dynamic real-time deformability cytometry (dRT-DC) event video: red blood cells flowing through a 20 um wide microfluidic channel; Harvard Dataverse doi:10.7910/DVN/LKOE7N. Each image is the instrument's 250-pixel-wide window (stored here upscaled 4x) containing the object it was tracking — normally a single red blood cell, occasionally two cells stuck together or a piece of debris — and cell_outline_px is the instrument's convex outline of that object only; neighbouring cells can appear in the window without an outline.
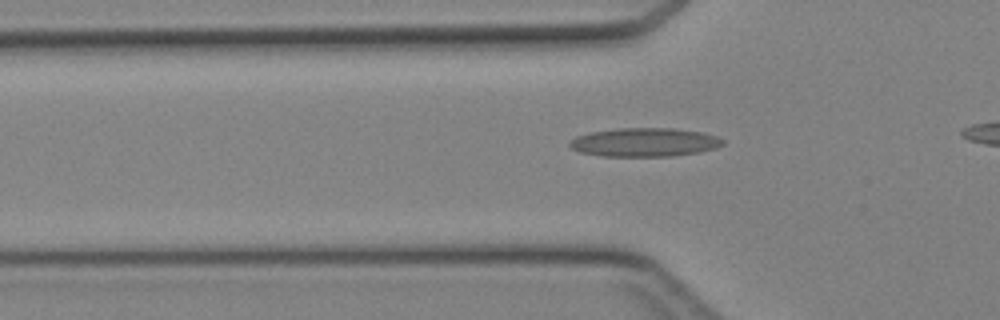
{"species": "Egyptian fruit bat (a non-hibernating species)", "species_latin": "Rousettus aegyptiacus", "temperature_condition": "cold", "stored_images_in_passage": 24, "camera_frame_rate_fps": 3000, "um_per_image_px": 0.085, "animal": {"sex": "female"}, "frame": {"image": 1, "passage_image": 2, "time_ms": 0.333, "image_size_px": [1000, 320], "cell_outline_px": [[724, 144], [716, 148], [700, 152], [672, 156], [600, 156], [580, 152], [572, 148], [568, 144], [576, 136], [592, 132], [620, 128], [672, 128], [700, 132], [716, 136], [724, 140]], "centroid_in_image_um": [54.8, 12.1], "position_along_channel_um": 71.0, "area_um2": 25.49}}
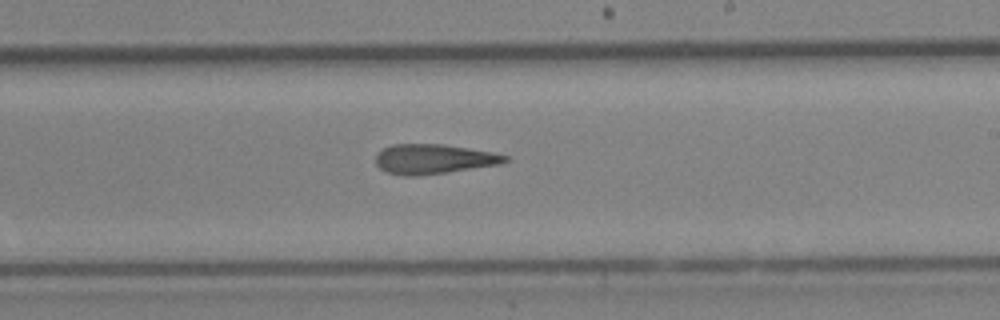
{"frame": {"image": 2, "passage_image": 14, "time_ms": 4.333, "image_size_px": [1000, 320], "cell_outline_px": [[508, 160], [500, 164], [448, 172], [416, 176], [404, 176], [388, 172], [380, 168], [376, 164], [376, 156], [384, 148], [392, 144], [444, 144], [492, 152], [508, 156]], "centroid_in_image_um": [36.86, 13.52], "position_along_channel_um": 252.1, "area_um2": 22.25}}
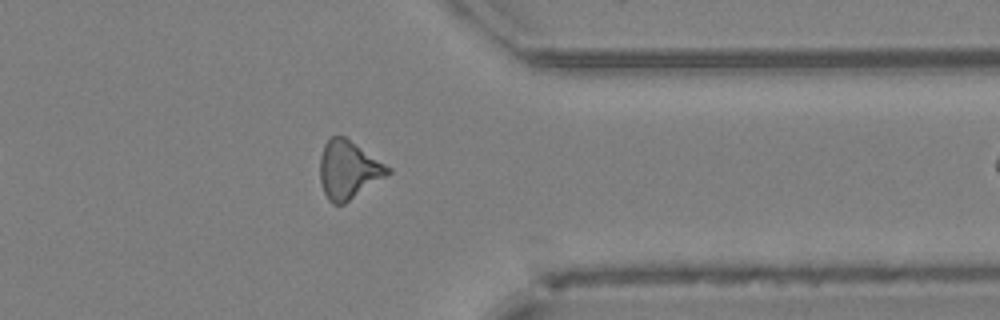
{"frame": {"image": 3, "passage_image": 23, "time_ms": 7.333, "image_size_px": [1000, 320], "cell_outline_px": [[392, 172], [344, 204], [332, 204], [328, 200], [324, 192], [320, 180], [320, 156], [324, 144], [332, 136], [344, 136], [392, 168]], "centroid_in_image_um": [29.61, 14.44], "position_along_channel_um": 381.8, "area_um2": 22.83}}